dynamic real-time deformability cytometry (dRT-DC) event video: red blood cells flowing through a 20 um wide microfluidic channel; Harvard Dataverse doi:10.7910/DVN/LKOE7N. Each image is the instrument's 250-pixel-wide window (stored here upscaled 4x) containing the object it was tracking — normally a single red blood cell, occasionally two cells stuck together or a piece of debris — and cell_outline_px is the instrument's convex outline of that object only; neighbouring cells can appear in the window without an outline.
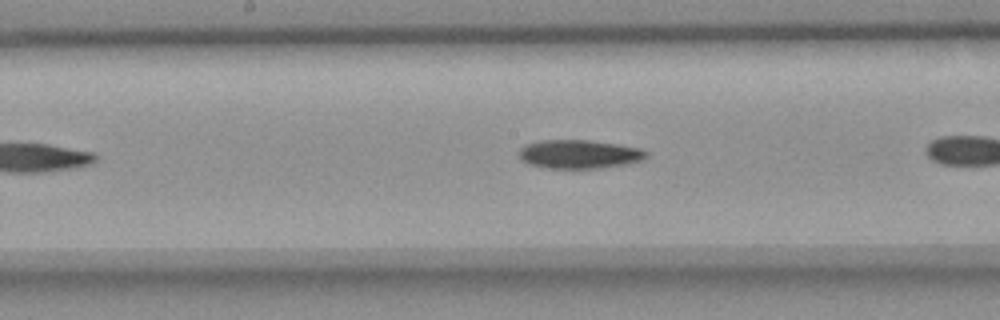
{"species": "common noctule bat (a hibernating species)", "species_latin": "Nyctalus noctula", "temperature_condition": "room temperature", "stored_images_in_passage": 18, "camera_frame_rate_fps": 3000, "um_per_image_px": 0.085, "animal": {"sex": "female", "body_mass_g": 18.4}, "frame": {"image": 1, "passage_image": 13, "time_ms": 4.0, "image_size_px": [1000, 320], "cell_outline_px": [[648, 156], [644, 160], [628, 164], [600, 168], [548, 168], [528, 164], [520, 160], [520, 148], [524, 144], [540, 140], [588, 140], [616, 144], [640, 148], [648, 152]], "centroid_in_image_um": [49.24, 13.1], "position_along_channel_um": 199.0, "area_um2": 21.44}}